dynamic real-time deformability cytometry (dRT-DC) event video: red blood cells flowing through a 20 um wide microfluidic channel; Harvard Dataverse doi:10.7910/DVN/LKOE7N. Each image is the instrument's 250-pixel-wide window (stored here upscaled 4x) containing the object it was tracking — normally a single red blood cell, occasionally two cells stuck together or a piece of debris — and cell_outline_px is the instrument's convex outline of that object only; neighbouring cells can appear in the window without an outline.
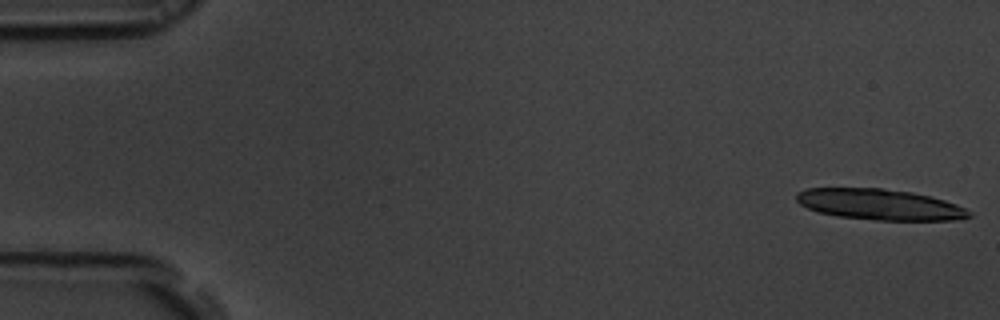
{"species": "common noctule bat (a hibernating species)", "species_latin": "Nyctalus noctula", "temperature_condition": "room temperature", "stored_images_in_passage": 16, "camera_frame_rate_fps": 3000, "um_per_image_px": 0.085, "animal": {"sex": "male", "body_mass_g": 19.5, "forearm_length_mm": 54.6}, "frame": {"image": 1, "passage_image": 1, "time_ms": 0.0, "image_size_px": [1000, 320], "cell_outline_px": [[972, 216], [952, 220], [876, 220], [836, 216], [820, 212], [808, 208], [800, 204], [796, 200], [796, 192], [804, 188], [880, 188], [912, 192], [944, 200], [956, 204], [972, 212]], "centroid_in_image_um": [74.74, 17.37], "position_along_channel_um": 10.3, "area_um2": 30.98}}